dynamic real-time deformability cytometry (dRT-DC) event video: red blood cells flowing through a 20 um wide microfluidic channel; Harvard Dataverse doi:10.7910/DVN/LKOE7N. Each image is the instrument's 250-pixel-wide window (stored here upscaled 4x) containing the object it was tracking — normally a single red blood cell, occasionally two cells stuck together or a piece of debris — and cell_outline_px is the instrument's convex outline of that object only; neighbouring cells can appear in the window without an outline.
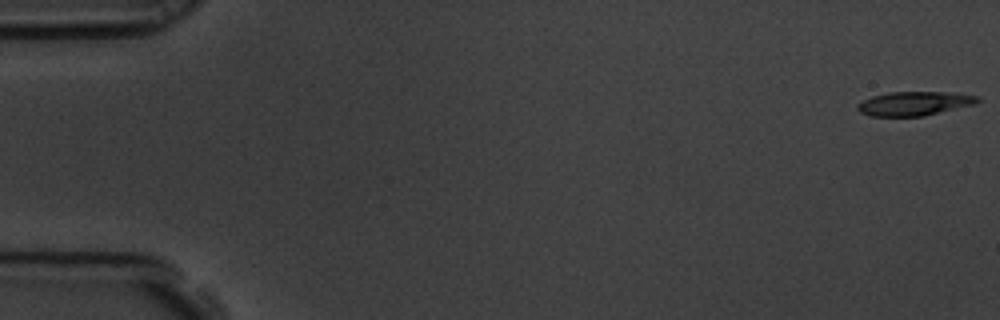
{"species": "common noctule bat (a hibernating species)", "species_latin": "Nyctalus noctula", "temperature_condition": "room temperature", "stored_images_in_passage": 6, "camera_frame_rate_fps": 3000, "um_per_image_px": 0.085, "animal": {"sex": "male", "body_mass_g": 19.5, "forearm_length_mm": 54.6}, "frame": {"image": 1, "passage_image": 1, "time_ms": 0.0, "image_size_px": [1000, 320], "cell_outline_px": [[980, 100], [972, 104], [924, 116], [872, 116], [860, 112], [856, 108], [856, 104], [872, 96], [888, 92], [944, 92], [980, 96]], "centroid_in_image_um": [77.66, 8.79], "position_along_channel_um": 7.3, "area_um2": 16.59}}
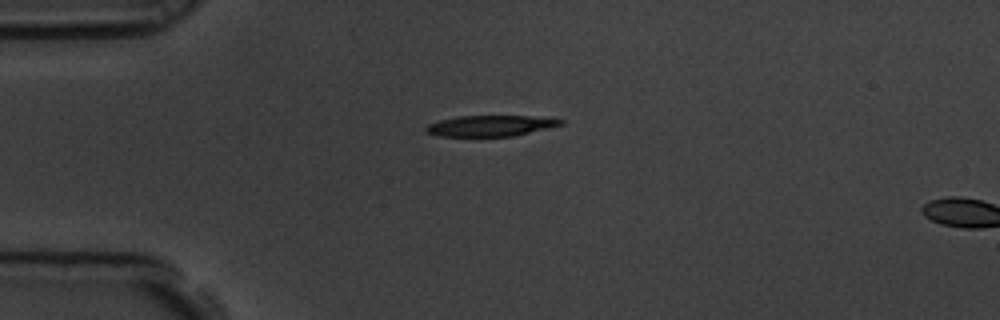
{"frame": {"image": 2, "passage_image": 5, "time_ms": 1.333, "image_size_px": [1000, 320], "cell_outline_px": [[564, 124], [548, 128], [512, 136], [440, 136], [428, 132], [424, 128], [428, 124], [440, 120], [456, 116], [528, 116], [564, 120]], "centroid_in_image_um": [41.67, 10.69], "position_along_channel_um": 43.3, "area_um2": 16.13}}